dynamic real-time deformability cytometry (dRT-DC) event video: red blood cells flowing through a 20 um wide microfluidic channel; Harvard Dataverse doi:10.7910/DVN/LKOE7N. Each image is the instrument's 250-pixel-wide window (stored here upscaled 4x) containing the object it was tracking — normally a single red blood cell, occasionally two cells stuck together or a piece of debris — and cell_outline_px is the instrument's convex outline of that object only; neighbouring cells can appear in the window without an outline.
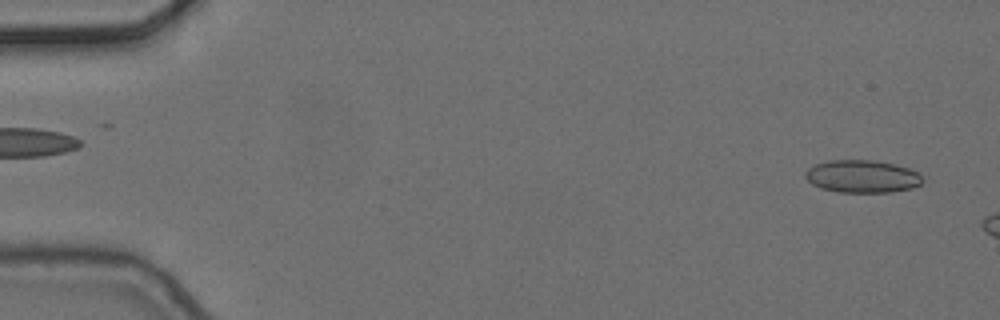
{"species": "common noctule bat (a hibernating species)", "species_latin": "Nyctalus noctula", "temperature_condition": "cold", "stored_images_in_passage": 6, "segment_of_instrument_passage": [2, 2], "camera_frame_rate_fps": 3000, "um_per_image_px": 0.085, "animal": {"sex": "female", "body_mass_g": 24.6, "forearm_length_mm": 56.2}, "frame": {"image": 1, "passage_image": 6, "time_ms": 1.667, "image_size_px": [1000, 320], "cell_outline_px": [[924, 180], [920, 184], [912, 188], [892, 192], [840, 192], [820, 188], [812, 184], [804, 176], [804, 172], [808, 168], [816, 164], [828, 160], [876, 160], [896, 164], [908, 168], [924, 176]], "centroid_in_image_um": [73.29, 14.99], "position_along_channel_um": 11.7, "area_um2": 22.48}}